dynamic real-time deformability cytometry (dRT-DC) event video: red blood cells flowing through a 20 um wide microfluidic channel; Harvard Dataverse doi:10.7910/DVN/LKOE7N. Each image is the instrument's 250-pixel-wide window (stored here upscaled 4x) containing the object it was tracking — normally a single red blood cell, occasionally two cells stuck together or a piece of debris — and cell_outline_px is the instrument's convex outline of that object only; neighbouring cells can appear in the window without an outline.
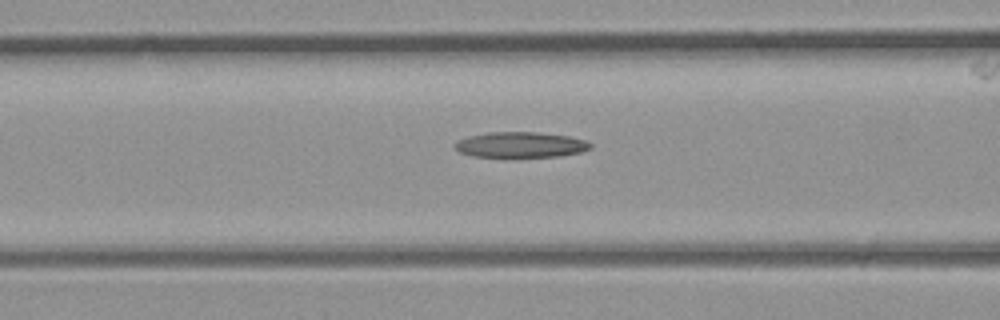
{"species": "common noctule bat (a hibernating species)", "species_latin": "Nyctalus noctula", "temperature_condition": "room temperature", "stored_images_in_passage": 19, "camera_frame_rate_fps": 3000, "um_per_image_px": 0.085, "animal": {"sex": "male", "body_mass_g": 23.1, "forearm_length_mm": 52.7}, "frame": {"image": 1, "passage_image": 4, "time_ms": 1.0, "image_size_px": [1000, 320], "cell_outline_px": [[592, 148], [580, 152], [560, 156], [508, 160], [472, 156], [460, 152], [452, 144], [468, 136], [488, 132], [532, 132], [568, 136], [584, 140], [592, 144]], "centroid_in_image_um": [44.21, 12.36], "position_along_channel_um": 122.4, "area_um2": 21.1}}
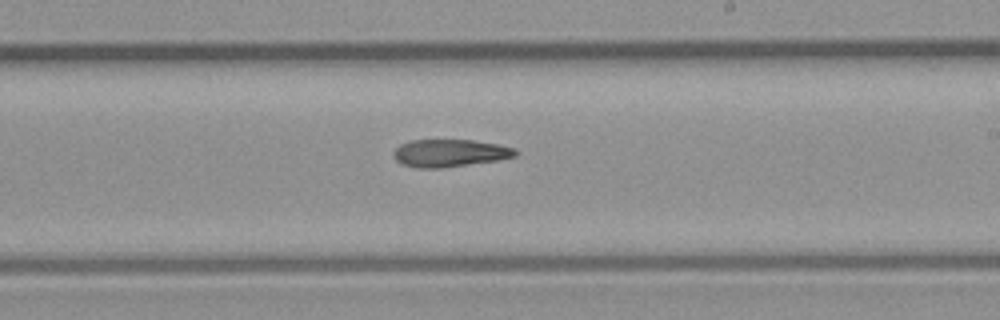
{"frame": {"image": 2, "passage_image": 11, "time_ms": 3.333, "image_size_px": [1000, 320], "cell_outline_px": [[520, 152], [516, 156], [496, 160], [440, 168], [416, 168], [400, 164], [396, 160], [392, 152], [400, 144], [412, 140], [472, 140], [500, 144], [516, 148]], "centroid_in_image_um": [38.24, 13.01], "position_along_channel_um": 250.8, "area_um2": 19.65}}
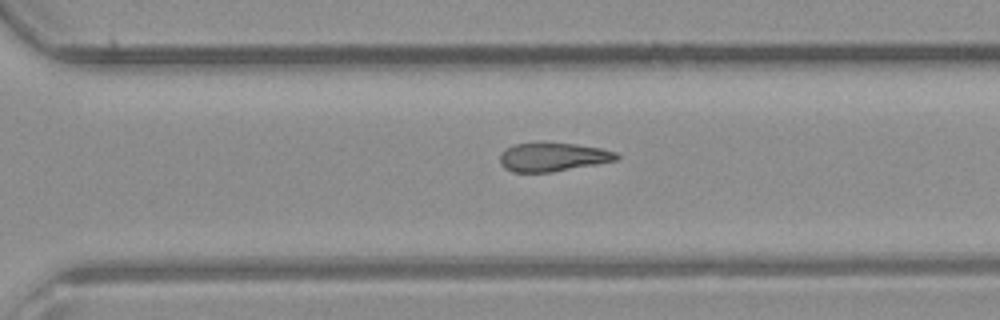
{"frame": {"image": 3, "passage_image": 15, "time_ms": 4.667, "image_size_px": [1000, 320], "cell_outline_px": [[620, 156], [616, 160], [596, 164], [552, 172], [512, 172], [504, 168], [500, 164], [500, 152], [504, 148], [512, 144], [536, 140], [544, 140], [576, 144], [600, 148], [616, 152]], "centroid_in_image_um": [46.91, 13.3], "position_along_channel_um": 323.7, "area_um2": 20.29}}